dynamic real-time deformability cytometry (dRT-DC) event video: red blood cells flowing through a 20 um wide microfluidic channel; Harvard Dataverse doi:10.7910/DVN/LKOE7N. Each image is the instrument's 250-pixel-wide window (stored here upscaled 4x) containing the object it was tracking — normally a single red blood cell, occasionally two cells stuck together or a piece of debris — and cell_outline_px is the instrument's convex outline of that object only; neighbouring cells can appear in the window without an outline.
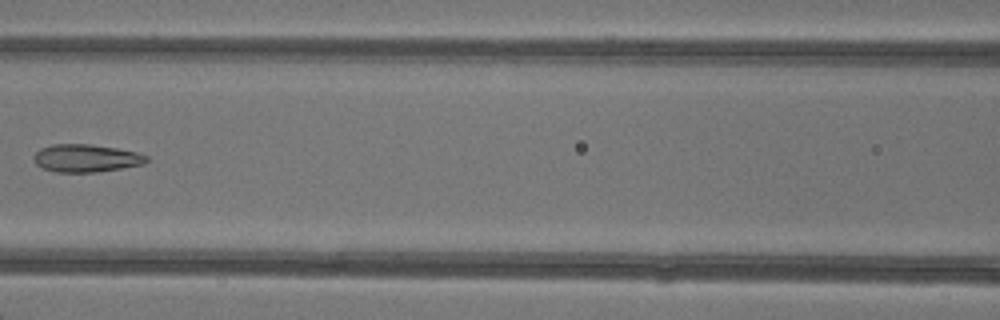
{"species": "common noctule bat (a hibernating species)", "species_latin": "Nyctalus noctula", "temperature_condition": "warm", "stored_images_in_passage": 6, "camera_frame_rate_fps": 3000, "um_per_image_px": 0.085, "animal": {"sex": "female"}, "frame": {"image": 1, "passage_image": 6, "time_ms": 5.667, "image_size_px": [1000, 320], "cell_outline_px": [[148, 160], [144, 164], [96, 172], [56, 172], [44, 168], [36, 164], [32, 156], [40, 148], [52, 144], [92, 144], [116, 148], [136, 152], [148, 156]], "centroid_in_image_um": [7.3, 13.44], "position_along_channel_um": 159.3, "area_um2": 18.21}}